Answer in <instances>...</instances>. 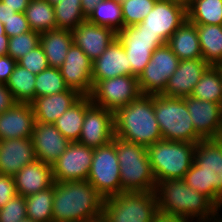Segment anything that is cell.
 <instances>
[{
    "mask_svg": "<svg viewBox=\"0 0 222 222\" xmlns=\"http://www.w3.org/2000/svg\"><path fill=\"white\" fill-rule=\"evenodd\" d=\"M41 33L36 31H28L26 33L9 37L7 55L18 61L29 51L40 45Z\"/></svg>",
    "mask_w": 222,
    "mask_h": 222,
    "instance_id": "obj_38",
    "label": "cell"
},
{
    "mask_svg": "<svg viewBox=\"0 0 222 222\" xmlns=\"http://www.w3.org/2000/svg\"><path fill=\"white\" fill-rule=\"evenodd\" d=\"M154 113L163 140L197 143L202 138L196 133L184 98L153 95Z\"/></svg>",
    "mask_w": 222,
    "mask_h": 222,
    "instance_id": "obj_7",
    "label": "cell"
},
{
    "mask_svg": "<svg viewBox=\"0 0 222 222\" xmlns=\"http://www.w3.org/2000/svg\"><path fill=\"white\" fill-rule=\"evenodd\" d=\"M31 139L37 160L51 166L65 152L70 143L54 124L41 122L35 123Z\"/></svg>",
    "mask_w": 222,
    "mask_h": 222,
    "instance_id": "obj_19",
    "label": "cell"
},
{
    "mask_svg": "<svg viewBox=\"0 0 222 222\" xmlns=\"http://www.w3.org/2000/svg\"><path fill=\"white\" fill-rule=\"evenodd\" d=\"M117 38L123 45L131 64L132 76L136 77L140 76L150 62L155 49L166 44L158 34L144 31L139 24L124 27L117 32Z\"/></svg>",
    "mask_w": 222,
    "mask_h": 222,
    "instance_id": "obj_10",
    "label": "cell"
},
{
    "mask_svg": "<svg viewBox=\"0 0 222 222\" xmlns=\"http://www.w3.org/2000/svg\"><path fill=\"white\" fill-rule=\"evenodd\" d=\"M4 29L8 37H13L31 31L24 12H16L9 20L5 21Z\"/></svg>",
    "mask_w": 222,
    "mask_h": 222,
    "instance_id": "obj_42",
    "label": "cell"
},
{
    "mask_svg": "<svg viewBox=\"0 0 222 222\" xmlns=\"http://www.w3.org/2000/svg\"><path fill=\"white\" fill-rule=\"evenodd\" d=\"M17 61L9 55L0 56V83L6 84L13 73Z\"/></svg>",
    "mask_w": 222,
    "mask_h": 222,
    "instance_id": "obj_44",
    "label": "cell"
},
{
    "mask_svg": "<svg viewBox=\"0 0 222 222\" xmlns=\"http://www.w3.org/2000/svg\"><path fill=\"white\" fill-rule=\"evenodd\" d=\"M114 137L148 147L163 140L153 95H141L114 112Z\"/></svg>",
    "mask_w": 222,
    "mask_h": 222,
    "instance_id": "obj_2",
    "label": "cell"
},
{
    "mask_svg": "<svg viewBox=\"0 0 222 222\" xmlns=\"http://www.w3.org/2000/svg\"><path fill=\"white\" fill-rule=\"evenodd\" d=\"M93 154V148L79 142H70L65 152L52 165L54 182L87 180Z\"/></svg>",
    "mask_w": 222,
    "mask_h": 222,
    "instance_id": "obj_13",
    "label": "cell"
},
{
    "mask_svg": "<svg viewBox=\"0 0 222 222\" xmlns=\"http://www.w3.org/2000/svg\"><path fill=\"white\" fill-rule=\"evenodd\" d=\"M16 101L14 100L11 91L7 88L6 84L0 83V114L9 110Z\"/></svg>",
    "mask_w": 222,
    "mask_h": 222,
    "instance_id": "obj_45",
    "label": "cell"
},
{
    "mask_svg": "<svg viewBox=\"0 0 222 222\" xmlns=\"http://www.w3.org/2000/svg\"><path fill=\"white\" fill-rule=\"evenodd\" d=\"M13 177L17 194L23 197L45 190L54 184L52 166L37 159L25 165Z\"/></svg>",
    "mask_w": 222,
    "mask_h": 222,
    "instance_id": "obj_24",
    "label": "cell"
},
{
    "mask_svg": "<svg viewBox=\"0 0 222 222\" xmlns=\"http://www.w3.org/2000/svg\"><path fill=\"white\" fill-rule=\"evenodd\" d=\"M88 222H107V221L105 220V218L103 216H101V217H99L97 219L90 220Z\"/></svg>",
    "mask_w": 222,
    "mask_h": 222,
    "instance_id": "obj_53",
    "label": "cell"
},
{
    "mask_svg": "<svg viewBox=\"0 0 222 222\" xmlns=\"http://www.w3.org/2000/svg\"><path fill=\"white\" fill-rule=\"evenodd\" d=\"M59 70L69 89L90 96L93 89L92 61L80 47L74 43L71 45Z\"/></svg>",
    "mask_w": 222,
    "mask_h": 222,
    "instance_id": "obj_16",
    "label": "cell"
},
{
    "mask_svg": "<svg viewBox=\"0 0 222 222\" xmlns=\"http://www.w3.org/2000/svg\"><path fill=\"white\" fill-rule=\"evenodd\" d=\"M195 147V143L168 140H160L148 146L156 183L165 179H183L194 161Z\"/></svg>",
    "mask_w": 222,
    "mask_h": 222,
    "instance_id": "obj_6",
    "label": "cell"
},
{
    "mask_svg": "<svg viewBox=\"0 0 222 222\" xmlns=\"http://www.w3.org/2000/svg\"><path fill=\"white\" fill-rule=\"evenodd\" d=\"M16 12H24L30 0H0Z\"/></svg>",
    "mask_w": 222,
    "mask_h": 222,
    "instance_id": "obj_47",
    "label": "cell"
},
{
    "mask_svg": "<svg viewBox=\"0 0 222 222\" xmlns=\"http://www.w3.org/2000/svg\"><path fill=\"white\" fill-rule=\"evenodd\" d=\"M202 56L210 66L222 63V25H196Z\"/></svg>",
    "mask_w": 222,
    "mask_h": 222,
    "instance_id": "obj_29",
    "label": "cell"
},
{
    "mask_svg": "<svg viewBox=\"0 0 222 222\" xmlns=\"http://www.w3.org/2000/svg\"><path fill=\"white\" fill-rule=\"evenodd\" d=\"M116 2H119L120 4L123 3L126 0H115Z\"/></svg>",
    "mask_w": 222,
    "mask_h": 222,
    "instance_id": "obj_58",
    "label": "cell"
},
{
    "mask_svg": "<svg viewBox=\"0 0 222 222\" xmlns=\"http://www.w3.org/2000/svg\"><path fill=\"white\" fill-rule=\"evenodd\" d=\"M158 211L195 221H207L220 209L204 194L193 190L183 179H165L156 186Z\"/></svg>",
    "mask_w": 222,
    "mask_h": 222,
    "instance_id": "obj_3",
    "label": "cell"
},
{
    "mask_svg": "<svg viewBox=\"0 0 222 222\" xmlns=\"http://www.w3.org/2000/svg\"><path fill=\"white\" fill-rule=\"evenodd\" d=\"M73 44L71 30L54 29L41 33L40 46L47 58L49 67L59 68Z\"/></svg>",
    "mask_w": 222,
    "mask_h": 222,
    "instance_id": "obj_27",
    "label": "cell"
},
{
    "mask_svg": "<svg viewBox=\"0 0 222 222\" xmlns=\"http://www.w3.org/2000/svg\"><path fill=\"white\" fill-rule=\"evenodd\" d=\"M187 19V10L168 0H157L154 8L139 25L144 31L158 34L166 43Z\"/></svg>",
    "mask_w": 222,
    "mask_h": 222,
    "instance_id": "obj_15",
    "label": "cell"
},
{
    "mask_svg": "<svg viewBox=\"0 0 222 222\" xmlns=\"http://www.w3.org/2000/svg\"><path fill=\"white\" fill-rule=\"evenodd\" d=\"M215 67L218 69V71L221 75V79H222V63H219V64L215 65Z\"/></svg>",
    "mask_w": 222,
    "mask_h": 222,
    "instance_id": "obj_54",
    "label": "cell"
},
{
    "mask_svg": "<svg viewBox=\"0 0 222 222\" xmlns=\"http://www.w3.org/2000/svg\"><path fill=\"white\" fill-rule=\"evenodd\" d=\"M68 89L59 68L49 67L36 74L35 98L60 93Z\"/></svg>",
    "mask_w": 222,
    "mask_h": 222,
    "instance_id": "obj_37",
    "label": "cell"
},
{
    "mask_svg": "<svg viewBox=\"0 0 222 222\" xmlns=\"http://www.w3.org/2000/svg\"><path fill=\"white\" fill-rule=\"evenodd\" d=\"M57 29L74 30L86 20L81 0H60L53 5Z\"/></svg>",
    "mask_w": 222,
    "mask_h": 222,
    "instance_id": "obj_36",
    "label": "cell"
},
{
    "mask_svg": "<svg viewBox=\"0 0 222 222\" xmlns=\"http://www.w3.org/2000/svg\"><path fill=\"white\" fill-rule=\"evenodd\" d=\"M91 104L90 96H82L53 123L69 142H78L85 111Z\"/></svg>",
    "mask_w": 222,
    "mask_h": 222,
    "instance_id": "obj_28",
    "label": "cell"
},
{
    "mask_svg": "<svg viewBox=\"0 0 222 222\" xmlns=\"http://www.w3.org/2000/svg\"><path fill=\"white\" fill-rule=\"evenodd\" d=\"M157 0H126L121 3L124 27L139 24L154 8Z\"/></svg>",
    "mask_w": 222,
    "mask_h": 222,
    "instance_id": "obj_39",
    "label": "cell"
},
{
    "mask_svg": "<svg viewBox=\"0 0 222 222\" xmlns=\"http://www.w3.org/2000/svg\"><path fill=\"white\" fill-rule=\"evenodd\" d=\"M35 80L36 74L17 64L6 86L16 102L31 103L35 99Z\"/></svg>",
    "mask_w": 222,
    "mask_h": 222,
    "instance_id": "obj_31",
    "label": "cell"
},
{
    "mask_svg": "<svg viewBox=\"0 0 222 222\" xmlns=\"http://www.w3.org/2000/svg\"><path fill=\"white\" fill-rule=\"evenodd\" d=\"M116 153L120 165L121 193L156 190L147 147L116 137Z\"/></svg>",
    "mask_w": 222,
    "mask_h": 222,
    "instance_id": "obj_5",
    "label": "cell"
},
{
    "mask_svg": "<svg viewBox=\"0 0 222 222\" xmlns=\"http://www.w3.org/2000/svg\"><path fill=\"white\" fill-rule=\"evenodd\" d=\"M208 222H222V213L221 210L213 217L207 220Z\"/></svg>",
    "mask_w": 222,
    "mask_h": 222,
    "instance_id": "obj_52",
    "label": "cell"
},
{
    "mask_svg": "<svg viewBox=\"0 0 222 222\" xmlns=\"http://www.w3.org/2000/svg\"><path fill=\"white\" fill-rule=\"evenodd\" d=\"M36 159L31 137L0 141V174L14 176Z\"/></svg>",
    "mask_w": 222,
    "mask_h": 222,
    "instance_id": "obj_23",
    "label": "cell"
},
{
    "mask_svg": "<svg viewBox=\"0 0 222 222\" xmlns=\"http://www.w3.org/2000/svg\"><path fill=\"white\" fill-rule=\"evenodd\" d=\"M104 198L87 181L54 182L53 221L88 222L102 216Z\"/></svg>",
    "mask_w": 222,
    "mask_h": 222,
    "instance_id": "obj_1",
    "label": "cell"
},
{
    "mask_svg": "<svg viewBox=\"0 0 222 222\" xmlns=\"http://www.w3.org/2000/svg\"><path fill=\"white\" fill-rule=\"evenodd\" d=\"M86 19L99 26L109 27L116 33L124 28L122 6L115 0L99 2Z\"/></svg>",
    "mask_w": 222,
    "mask_h": 222,
    "instance_id": "obj_34",
    "label": "cell"
},
{
    "mask_svg": "<svg viewBox=\"0 0 222 222\" xmlns=\"http://www.w3.org/2000/svg\"><path fill=\"white\" fill-rule=\"evenodd\" d=\"M20 222H35V221H32V220H30V219H25V220L20 221Z\"/></svg>",
    "mask_w": 222,
    "mask_h": 222,
    "instance_id": "obj_57",
    "label": "cell"
},
{
    "mask_svg": "<svg viewBox=\"0 0 222 222\" xmlns=\"http://www.w3.org/2000/svg\"><path fill=\"white\" fill-rule=\"evenodd\" d=\"M168 1L181 5L187 10L192 4L193 0H168Z\"/></svg>",
    "mask_w": 222,
    "mask_h": 222,
    "instance_id": "obj_51",
    "label": "cell"
},
{
    "mask_svg": "<svg viewBox=\"0 0 222 222\" xmlns=\"http://www.w3.org/2000/svg\"><path fill=\"white\" fill-rule=\"evenodd\" d=\"M17 64L34 74H39L49 68L47 58L40 45L19 59Z\"/></svg>",
    "mask_w": 222,
    "mask_h": 222,
    "instance_id": "obj_41",
    "label": "cell"
},
{
    "mask_svg": "<svg viewBox=\"0 0 222 222\" xmlns=\"http://www.w3.org/2000/svg\"><path fill=\"white\" fill-rule=\"evenodd\" d=\"M81 97L82 95L77 91L68 89L60 93L35 98L31 104L36 122L53 124Z\"/></svg>",
    "mask_w": 222,
    "mask_h": 222,
    "instance_id": "obj_25",
    "label": "cell"
},
{
    "mask_svg": "<svg viewBox=\"0 0 222 222\" xmlns=\"http://www.w3.org/2000/svg\"><path fill=\"white\" fill-rule=\"evenodd\" d=\"M54 184L25 197L27 219L35 222L53 221Z\"/></svg>",
    "mask_w": 222,
    "mask_h": 222,
    "instance_id": "obj_32",
    "label": "cell"
},
{
    "mask_svg": "<svg viewBox=\"0 0 222 222\" xmlns=\"http://www.w3.org/2000/svg\"><path fill=\"white\" fill-rule=\"evenodd\" d=\"M16 11L13 8L7 6L4 2L0 1V21L4 24L5 21L13 17Z\"/></svg>",
    "mask_w": 222,
    "mask_h": 222,
    "instance_id": "obj_49",
    "label": "cell"
},
{
    "mask_svg": "<svg viewBox=\"0 0 222 222\" xmlns=\"http://www.w3.org/2000/svg\"><path fill=\"white\" fill-rule=\"evenodd\" d=\"M17 195L13 176L0 174V208Z\"/></svg>",
    "mask_w": 222,
    "mask_h": 222,
    "instance_id": "obj_43",
    "label": "cell"
},
{
    "mask_svg": "<svg viewBox=\"0 0 222 222\" xmlns=\"http://www.w3.org/2000/svg\"><path fill=\"white\" fill-rule=\"evenodd\" d=\"M72 36L73 43L93 62L117 38V33L109 27L99 26L86 19L72 30Z\"/></svg>",
    "mask_w": 222,
    "mask_h": 222,
    "instance_id": "obj_20",
    "label": "cell"
},
{
    "mask_svg": "<svg viewBox=\"0 0 222 222\" xmlns=\"http://www.w3.org/2000/svg\"><path fill=\"white\" fill-rule=\"evenodd\" d=\"M47 2H49L51 5H55L56 3H58L60 0H46Z\"/></svg>",
    "mask_w": 222,
    "mask_h": 222,
    "instance_id": "obj_55",
    "label": "cell"
},
{
    "mask_svg": "<svg viewBox=\"0 0 222 222\" xmlns=\"http://www.w3.org/2000/svg\"><path fill=\"white\" fill-rule=\"evenodd\" d=\"M104 0H81L83 14L88 17L99 2Z\"/></svg>",
    "mask_w": 222,
    "mask_h": 222,
    "instance_id": "obj_50",
    "label": "cell"
},
{
    "mask_svg": "<svg viewBox=\"0 0 222 222\" xmlns=\"http://www.w3.org/2000/svg\"><path fill=\"white\" fill-rule=\"evenodd\" d=\"M27 219L26 200L22 195H16L0 208V222H20Z\"/></svg>",
    "mask_w": 222,
    "mask_h": 222,
    "instance_id": "obj_40",
    "label": "cell"
},
{
    "mask_svg": "<svg viewBox=\"0 0 222 222\" xmlns=\"http://www.w3.org/2000/svg\"><path fill=\"white\" fill-rule=\"evenodd\" d=\"M187 19L195 25H222V0H193Z\"/></svg>",
    "mask_w": 222,
    "mask_h": 222,
    "instance_id": "obj_33",
    "label": "cell"
},
{
    "mask_svg": "<svg viewBox=\"0 0 222 222\" xmlns=\"http://www.w3.org/2000/svg\"><path fill=\"white\" fill-rule=\"evenodd\" d=\"M141 95L138 77L121 75L99 80L93 86L90 98L93 104L115 112Z\"/></svg>",
    "mask_w": 222,
    "mask_h": 222,
    "instance_id": "obj_11",
    "label": "cell"
},
{
    "mask_svg": "<svg viewBox=\"0 0 222 222\" xmlns=\"http://www.w3.org/2000/svg\"><path fill=\"white\" fill-rule=\"evenodd\" d=\"M209 67L210 65L203 58L180 60L161 94L170 98L191 96L195 85Z\"/></svg>",
    "mask_w": 222,
    "mask_h": 222,
    "instance_id": "obj_18",
    "label": "cell"
},
{
    "mask_svg": "<svg viewBox=\"0 0 222 222\" xmlns=\"http://www.w3.org/2000/svg\"><path fill=\"white\" fill-rule=\"evenodd\" d=\"M196 133L202 139H215L222 132V105L192 96L184 98Z\"/></svg>",
    "mask_w": 222,
    "mask_h": 222,
    "instance_id": "obj_17",
    "label": "cell"
},
{
    "mask_svg": "<svg viewBox=\"0 0 222 222\" xmlns=\"http://www.w3.org/2000/svg\"><path fill=\"white\" fill-rule=\"evenodd\" d=\"M36 123L31 103L16 102L0 114V141L30 138Z\"/></svg>",
    "mask_w": 222,
    "mask_h": 222,
    "instance_id": "obj_21",
    "label": "cell"
},
{
    "mask_svg": "<svg viewBox=\"0 0 222 222\" xmlns=\"http://www.w3.org/2000/svg\"><path fill=\"white\" fill-rule=\"evenodd\" d=\"M9 37L5 34L3 23L0 21V56L7 55Z\"/></svg>",
    "mask_w": 222,
    "mask_h": 222,
    "instance_id": "obj_48",
    "label": "cell"
},
{
    "mask_svg": "<svg viewBox=\"0 0 222 222\" xmlns=\"http://www.w3.org/2000/svg\"><path fill=\"white\" fill-rule=\"evenodd\" d=\"M216 139L220 142L222 146V132L219 134V136Z\"/></svg>",
    "mask_w": 222,
    "mask_h": 222,
    "instance_id": "obj_56",
    "label": "cell"
},
{
    "mask_svg": "<svg viewBox=\"0 0 222 222\" xmlns=\"http://www.w3.org/2000/svg\"><path fill=\"white\" fill-rule=\"evenodd\" d=\"M158 211L154 192H122L104 199L102 216L107 222H152Z\"/></svg>",
    "mask_w": 222,
    "mask_h": 222,
    "instance_id": "obj_8",
    "label": "cell"
},
{
    "mask_svg": "<svg viewBox=\"0 0 222 222\" xmlns=\"http://www.w3.org/2000/svg\"><path fill=\"white\" fill-rule=\"evenodd\" d=\"M179 58H203L196 25L188 19L171 35L166 43Z\"/></svg>",
    "mask_w": 222,
    "mask_h": 222,
    "instance_id": "obj_26",
    "label": "cell"
},
{
    "mask_svg": "<svg viewBox=\"0 0 222 222\" xmlns=\"http://www.w3.org/2000/svg\"><path fill=\"white\" fill-rule=\"evenodd\" d=\"M179 61L167 44L156 48L150 62L138 77L141 94H161L165 90L168 79L177 69Z\"/></svg>",
    "mask_w": 222,
    "mask_h": 222,
    "instance_id": "obj_12",
    "label": "cell"
},
{
    "mask_svg": "<svg viewBox=\"0 0 222 222\" xmlns=\"http://www.w3.org/2000/svg\"><path fill=\"white\" fill-rule=\"evenodd\" d=\"M116 137L106 145L94 149L87 181L105 199L121 193V179Z\"/></svg>",
    "mask_w": 222,
    "mask_h": 222,
    "instance_id": "obj_9",
    "label": "cell"
},
{
    "mask_svg": "<svg viewBox=\"0 0 222 222\" xmlns=\"http://www.w3.org/2000/svg\"><path fill=\"white\" fill-rule=\"evenodd\" d=\"M183 180L222 209V146L216 138L196 143L194 161Z\"/></svg>",
    "mask_w": 222,
    "mask_h": 222,
    "instance_id": "obj_4",
    "label": "cell"
},
{
    "mask_svg": "<svg viewBox=\"0 0 222 222\" xmlns=\"http://www.w3.org/2000/svg\"><path fill=\"white\" fill-rule=\"evenodd\" d=\"M114 138V112L91 104L85 118L78 142L93 149L106 145Z\"/></svg>",
    "mask_w": 222,
    "mask_h": 222,
    "instance_id": "obj_14",
    "label": "cell"
},
{
    "mask_svg": "<svg viewBox=\"0 0 222 222\" xmlns=\"http://www.w3.org/2000/svg\"><path fill=\"white\" fill-rule=\"evenodd\" d=\"M24 14L32 31L57 29L53 5L46 0H30Z\"/></svg>",
    "mask_w": 222,
    "mask_h": 222,
    "instance_id": "obj_30",
    "label": "cell"
},
{
    "mask_svg": "<svg viewBox=\"0 0 222 222\" xmlns=\"http://www.w3.org/2000/svg\"><path fill=\"white\" fill-rule=\"evenodd\" d=\"M152 222H193L192 220L173 214H165L157 211L153 216Z\"/></svg>",
    "mask_w": 222,
    "mask_h": 222,
    "instance_id": "obj_46",
    "label": "cell"
},
{
    "mask_svg": "<svg viewBox=\"0 0 222 222\" xmlns=\"http://www.w3.org/2000/svg\"><path fill=\"white\" fill-rule=\"evenodd\" d=\"M121 75L132 76V68L123 45L116 38L100 57L92 62L93 86L99 80H107Z\"/></svg>",
    "mask_w": 222,
    "mask_h": 222,
    "instance_id": "obj_22",
    "label": "cell"
},
{
    "mask_svg": "<svg viewBox=\"0 0 222 222\" xmlns=\"http://www.w3.org/2000/svg\"><path fill=\"white\" fill-rule=\"evenodd\" d=\"M191 96L222 105V79L215 66H210L204 72Z\"/></svg>",
    "mask_w": 222,
    "mask_h": 222,
    "instance_id": "obj_35",
    "label": "cell"
}]
</instances>
